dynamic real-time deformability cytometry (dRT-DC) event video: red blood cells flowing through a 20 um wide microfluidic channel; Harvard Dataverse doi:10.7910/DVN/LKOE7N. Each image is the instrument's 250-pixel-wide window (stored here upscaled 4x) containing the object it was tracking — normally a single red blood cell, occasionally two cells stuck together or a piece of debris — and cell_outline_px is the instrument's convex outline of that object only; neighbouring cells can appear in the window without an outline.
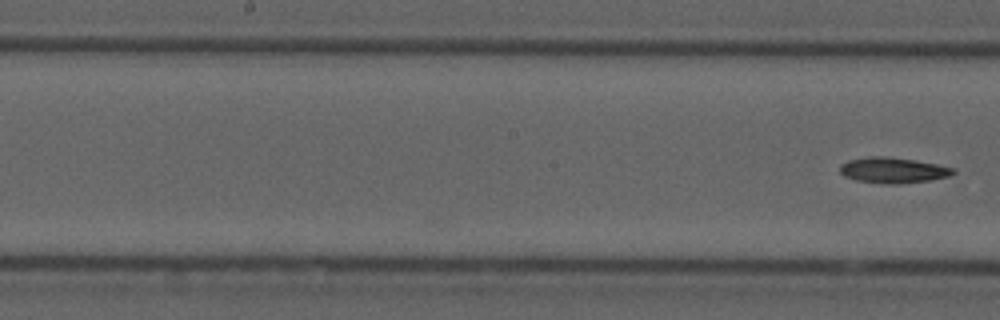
{"species": "common noctule bat (a hibernating species)", "species_latin": "Nyctalus noctula", "temperature_condition": "cold", "stored_images_in_passage": 7, "segment_of_instrument_passage": [2, 2], "camera_frame_rate_fps": 3000, "um_per_image_px": 0.085, "animal": {"sex": "male", "forearm_length_mm": 52.5}, "frame": {"image": 1, "passage_image": 7, "time_ms": 7.333, "image_size_px": [1000, 320], "cell_outline_px": [[956, 172], [948, 176], [932, 180], [900, 184], [888, 184], [856, 180], [844, 176], [840, 172], [840, 164], [848, 160], [868, 156], [880, 156], [912, 160], [936, 164], [956, 168]], "centroid_in_image_um": [75.9, 14.47], "position_along_channel_um": 172.3, "area_um2": 16.88}}